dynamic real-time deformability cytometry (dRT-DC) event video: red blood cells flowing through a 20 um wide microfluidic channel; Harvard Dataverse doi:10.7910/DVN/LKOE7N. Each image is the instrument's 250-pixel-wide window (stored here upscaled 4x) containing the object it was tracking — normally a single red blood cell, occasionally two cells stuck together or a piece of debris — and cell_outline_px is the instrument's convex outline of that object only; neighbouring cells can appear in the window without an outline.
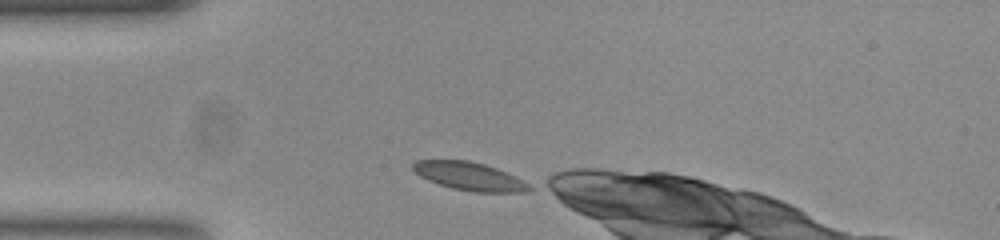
{"species": "common noctule bat (a hibernating species)", "species_latin": "Nyctalus noctula", "temperature_condition": "room temperature", "stored_images_in_passage": 34, "camera_frame_rate_fps": 3000, "um_per_image_px": 0.085, "animal": {"sex": "female", "body_mass_g": 23.0, "forearm_length_mm": 53.4}, "frame": {"image": 1, "passage_image": 1, "time_ms": 0.0, "image_size_px": [1000, 240], "cell_outline_px": [[532, 188], [524, 192], [472, 192], [452, 188], [428, 180], [420, 176], [412, 168], [412, 164], [416, 160], [468, 160], [484, 164], [496, 168], [528, 184]], "centroid_in_image_um": [39.84, 14.98], "position_along_channel_um": 45.2, "area_um2": 18.73}}
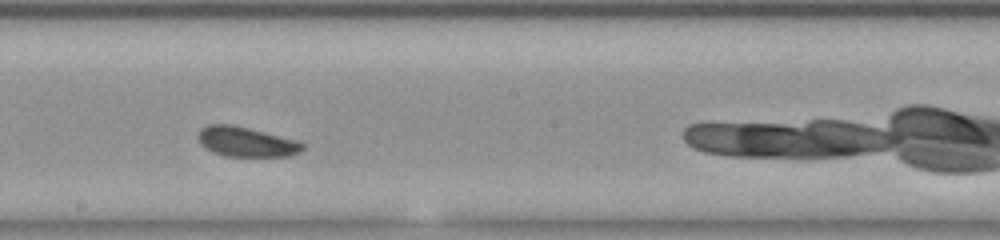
{"frame": {"image": 2, "passage_image": 17, "time_ms": 5.333, "image_size_px": [1000, 240], "cell_outline_px": [[304, 148], [300, 152], [288, 156], [224, 156], [212, 152], [200, 144], [196, 136], [200, 128], [208, 124], [232, 124], [296, 140], [304, 144]], "centroid_in_image_um": [20.87, 12.05], "position_along_channel_um": 227.3, "area_um2": 18.21}}
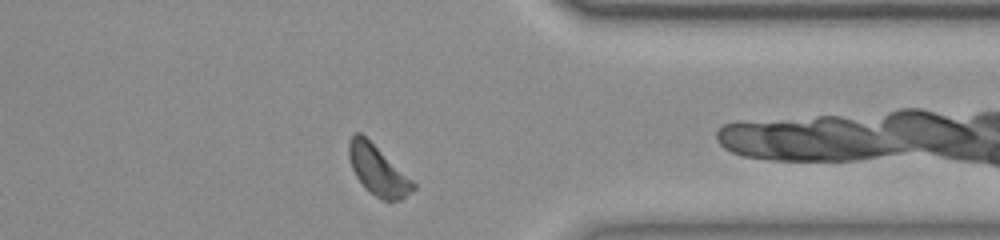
{"frame": {"image": 3, "passage_image": 30, "time_ms": 9.667, "image_size_px": [1000, 240], "cell_outline_px": [[416, 188], [400, 200], [384, 200], [376, 196], [364, 188], [356, 176], [352, 168], [348, 156], [348, 144], [352, 136], [356, 132], [360, 132], [412, 180], [416, 184]], "centroid_in_image_um": [32.09, 14.49], "position_along_channel_um": 379.3, "area_um2": 18.21}, "authors_computed_cell_mechanics": {"area_um2": 18.3804, "velocity_mm_per_s": 3.7371, "shape_relaxation_time_tau1_ms": 2.2957, "shape_relaxation_time_tau2_ms": 5.9514, "deformation_change_tau1": 0.0517, "deformation_change_tau2": 0.0986}}